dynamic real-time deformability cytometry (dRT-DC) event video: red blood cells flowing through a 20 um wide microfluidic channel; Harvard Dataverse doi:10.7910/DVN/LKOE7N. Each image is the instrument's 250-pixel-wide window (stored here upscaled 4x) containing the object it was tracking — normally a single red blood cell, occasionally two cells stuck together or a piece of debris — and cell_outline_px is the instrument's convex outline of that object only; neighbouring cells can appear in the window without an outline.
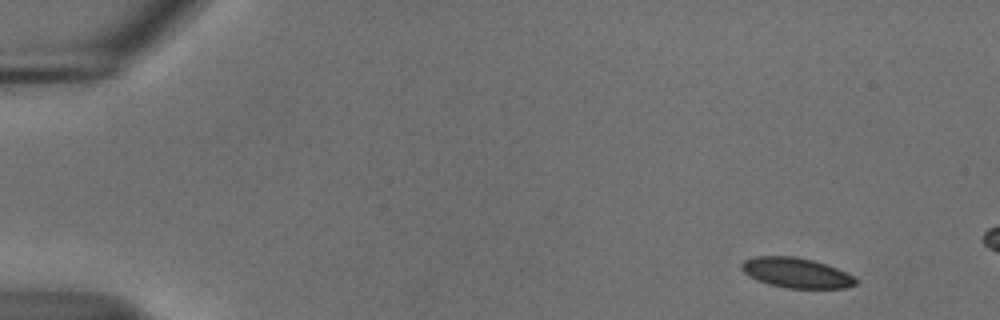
{"species": "common noctule bat (a hibernating species)", "species_latin": "Nyctalus noctula", "temperature_condition": "cold", "stored_images_in_passage": 7, "camera_frame_rate_fps": 3000, "um_per_image_px": 0.085, "animal": {"sex": "male", "body_mass_g": 18.8}, "frame": {"image": 1, "passage_image": 1, "time_ms": 0.0, "image_size_px": [1000, 320], "cell_outline_px": [[856, 284], [848, 288], [784, 288], [768, 284], [748, 276], [740, 268], [740, 264], [744, 260], [756, 256], [792, 256], [812, 260], [836, 268], [856, 276]], "centroid_in_image_um": [67.67, 23.19], "position_along_channel_um": 17.3, "area_um2": 20.06}}